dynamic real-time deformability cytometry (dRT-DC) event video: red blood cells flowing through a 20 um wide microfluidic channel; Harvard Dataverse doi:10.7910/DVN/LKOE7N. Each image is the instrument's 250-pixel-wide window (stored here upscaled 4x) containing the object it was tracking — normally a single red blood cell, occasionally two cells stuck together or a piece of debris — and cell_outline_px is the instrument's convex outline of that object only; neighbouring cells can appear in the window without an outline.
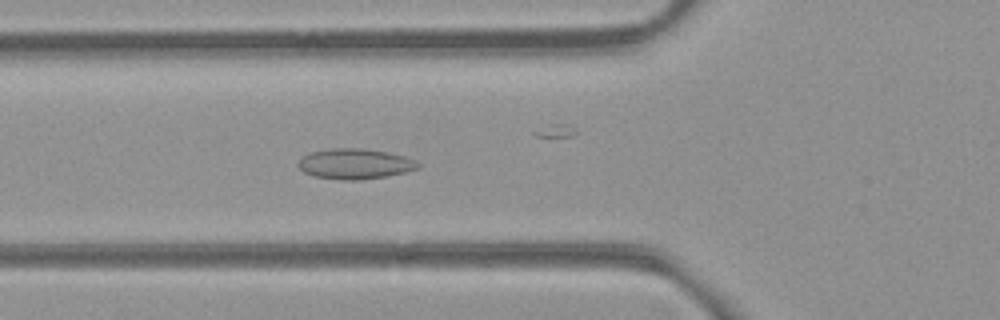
{"species": "common noctule bat (a hibernating species)", "species_latin": "Nyctalus noctula", "temperature_condition": "room temperature", "stored_images_in_passage": 48, "camera_frame_rate_fps": 3000, "um_per_image_px": 0.085, "animal": {"sex": "female", "body_mass_g": 21.9}, "frame": {"image": 1, "passage_image": 18, "time_ms": 5.667, "image_size_px": [1000, 320], "cell_outline_px": [[420, 168], [388, 176], [360, 180], [340, 180], [312, 176], [304, 172], [296, 164], [304, 156], [312, 152], [332, 148], [364, 148], [388, 152], [404, 156], [416, 160], [420, 164]], "centroid_in_image_um": [30.19, 13.93], "position_along_channel_um": 95.6, "area_um2": 21.33}}
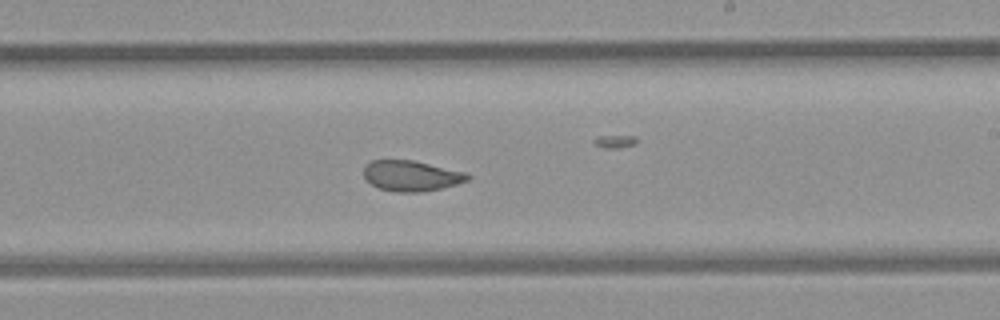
{"frame": {"image": 2, "passage_image": 30, "time_ms": 9.667, "image_size_px": [1000, 320], "cell_outline_px": [[472, 176], [468, 180], [456, 184], [424, 192], [396, 192], [380, 188], [372, 184], [364, 176], [364, 164], [372, 160], [412, 160], [464, 172]], "centroid_in_image_um": [34.94, 14.94], "position_along_channel_um": 254.1, "area_um2": 18.32}}
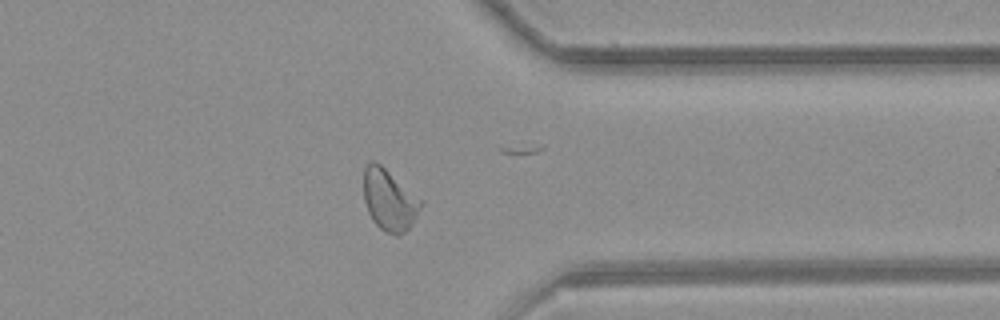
{"frame": {"image": 3, "passage_image": 40, "time_ms": 13.0, "image_size_px": [1000, 320], "cell_outline_px": [[424, 204], [412, 224], [404, 232], [396, 236], [380, 228], [372, 220], [368, 212], [364, 200], [364, 168], [372, 160], [380, 164], [424, 200]], "centroid_in_image_um": [33.12, 17.0], "position_along_channel_um": 378.3, "area_um2": 20.52}, "authors_computed_cell_mechanics": {"area_um2": 20.1433, "velocity_mm_per_s": 3.9487, "shape_relaxation_time_tau1_ms": null, "shape_relaxation_time_tau2_ms": 1.7691, "deformation_change_tau1": null, "deformation_change_tau2": 0.051}}